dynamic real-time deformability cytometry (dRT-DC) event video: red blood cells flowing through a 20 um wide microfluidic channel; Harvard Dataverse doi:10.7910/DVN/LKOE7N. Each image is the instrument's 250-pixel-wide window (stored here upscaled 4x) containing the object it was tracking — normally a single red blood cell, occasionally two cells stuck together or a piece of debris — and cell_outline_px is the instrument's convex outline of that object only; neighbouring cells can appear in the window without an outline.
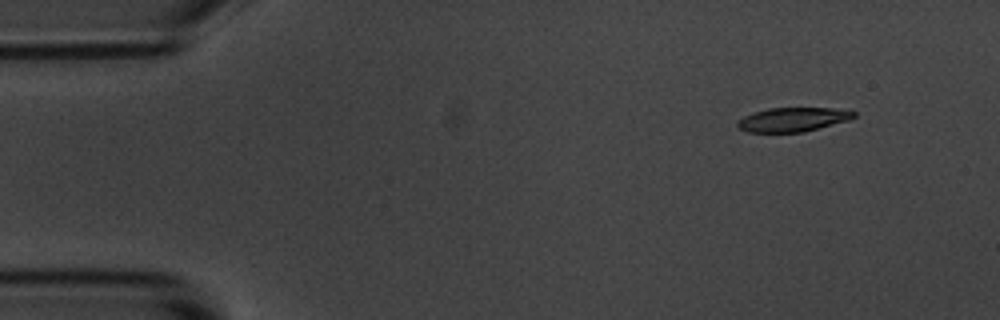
{"species": "common noctule bat (a hibernating species)", "species_latin": "Nyctalus noctula", "temperature_condition": "room temperature", "stored_images_in_passage": 3, "camera_frame_rate_fps": 3000, "um_per_image_px": 0.085, "animal": {"sex": "male", "body_mass_g": 20.1, "forearm_length_mm": 53.5}, "frame": {"image": 1, "passage_image": 3, "time_ms": 2.667, "image_size_px": [1000, 320], "cell_outline_px": [[856, 116], [848, 120], [804, 132], [748, 132], [740, 128], [736, 124], [736, 120], [752, 112], [768, 108], [832, 108], [856, 112]], "centroid_in_image_um": [67.35, 10.15], "position_along_channel_um": 17.7, "area_um2": 16.3}}